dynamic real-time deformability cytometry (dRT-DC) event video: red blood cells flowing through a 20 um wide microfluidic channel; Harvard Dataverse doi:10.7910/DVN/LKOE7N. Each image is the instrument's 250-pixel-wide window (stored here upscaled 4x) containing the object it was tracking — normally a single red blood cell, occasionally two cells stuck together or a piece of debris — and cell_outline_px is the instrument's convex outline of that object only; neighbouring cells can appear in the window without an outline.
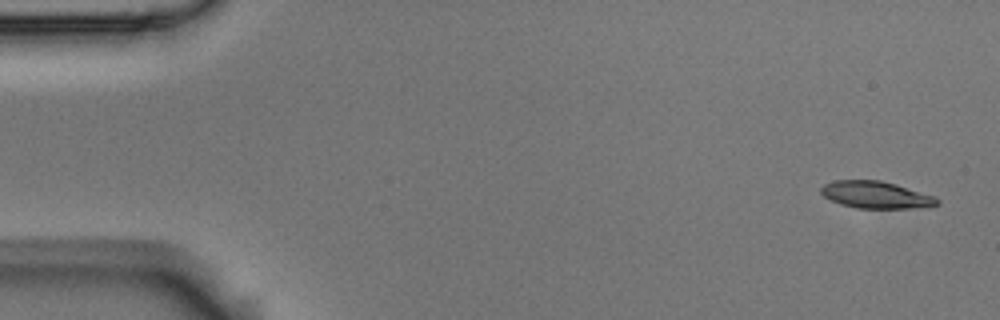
{"species": "Egyptian fruit bat (a non-hibernating species)", "species_latin": "Rousettus aegyptiacus", "temperature_condition": "room temperature", "stored_images_in_passage": 6, "camera_frame_rate_fps": 3000, "um_per_image_px": 0.085, "animal": {"sex": "male"}, "frame": {"image": 1, "passage_image": 1, "time_ms": 0.0, "image_size_px": [1000, 320], "cell_outline_px": [[940, 204], [928, 208], [856, 208], [840, 204], [824, 196], [820, 192], [820, 188], [824, 184], [836, 180], [880, 180], [896, 184], [936, 196], [940, 200]], "centroid_in_image_um": [74.52, 16.57], "position_along_channel_um": 10.5, "area_um2": 18.55}}